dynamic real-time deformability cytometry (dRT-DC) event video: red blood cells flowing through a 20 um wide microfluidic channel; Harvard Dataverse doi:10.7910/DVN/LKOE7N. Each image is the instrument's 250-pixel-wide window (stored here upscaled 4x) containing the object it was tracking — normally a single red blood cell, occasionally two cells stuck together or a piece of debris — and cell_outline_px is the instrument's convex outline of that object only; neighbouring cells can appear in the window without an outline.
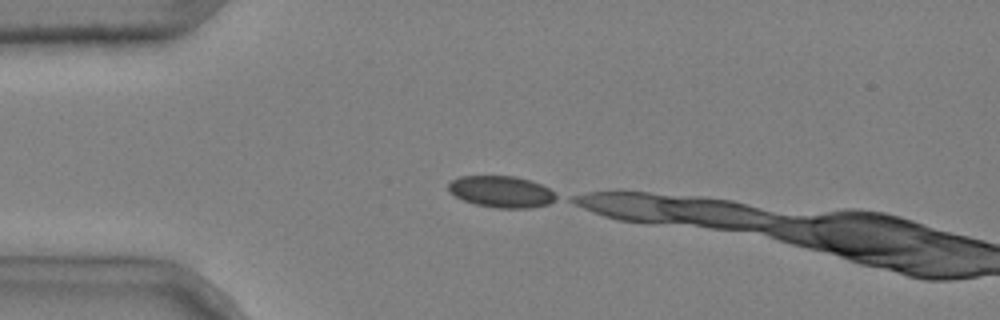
{"species": "common noctule bat (a hibernating species)", "species_latin": "Nyctalus noctula", "temperature_condition": "cold", "stored_images_in_passage": 2, "camera_frame_rate_fps": 3000, "um_per_image_px": 0.085, "animal": {"sex": "male", "body_mass_g": 20.4}, "frame": {"image": 1, "passage_image": 1, "time_ms": 0.0, "image_size_px": [1000, 320], "cell_outline_px": [[560, 196], [556, 200], [548, 204], [528, 208], [496, 208], [476, 204], [464, 200], [448, 192], [448, 184], [452, 180], [460, 176], [516, 176], [532, 180], [548, 188]], "centroid_in_image_um": [42.64, 16.29], "position_along_channel_um": 42.4, "area_um2": 19.94}}